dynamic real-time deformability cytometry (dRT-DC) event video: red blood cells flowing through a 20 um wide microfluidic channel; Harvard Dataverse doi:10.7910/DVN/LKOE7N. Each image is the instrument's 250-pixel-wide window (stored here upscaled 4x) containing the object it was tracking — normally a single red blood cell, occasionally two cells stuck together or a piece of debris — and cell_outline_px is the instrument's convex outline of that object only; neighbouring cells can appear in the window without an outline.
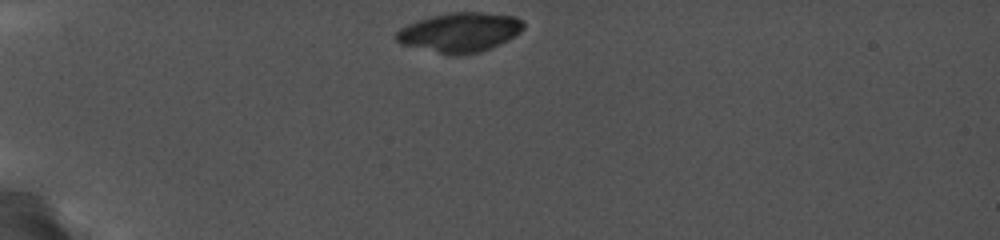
{"species": "common noctule bat (a hibernating species)", "species_latin": "Nyctalus noctula", "temperature_condition": "cold", "stored_images_in_passage": 9, "camera_frame_rate_fps": 5000, "um_per_image_px": 0.085, "animal": {"sex": "female", "body_mass_g": 19.0, "forearm_length_mm": 56.7}, "frame": {"image": 1, "passage_image": 1, "time_ms": 0.0, "image_size_px": [1000, 240], "cell_outline_px": [[524, 28], [516, 36], [500, 44], [480, 52], [460, 56], [452, 56], [400, 44], [396, 40], [396, 32], [400, 28], [408, 24], [432, 16], [452, 12], [484, 12], [516, 16], [524, 20]], "centroid_in_image_um": [39.12, 2.76], "position_along_channel_um": 45.9, "area_um2": 29.54}}